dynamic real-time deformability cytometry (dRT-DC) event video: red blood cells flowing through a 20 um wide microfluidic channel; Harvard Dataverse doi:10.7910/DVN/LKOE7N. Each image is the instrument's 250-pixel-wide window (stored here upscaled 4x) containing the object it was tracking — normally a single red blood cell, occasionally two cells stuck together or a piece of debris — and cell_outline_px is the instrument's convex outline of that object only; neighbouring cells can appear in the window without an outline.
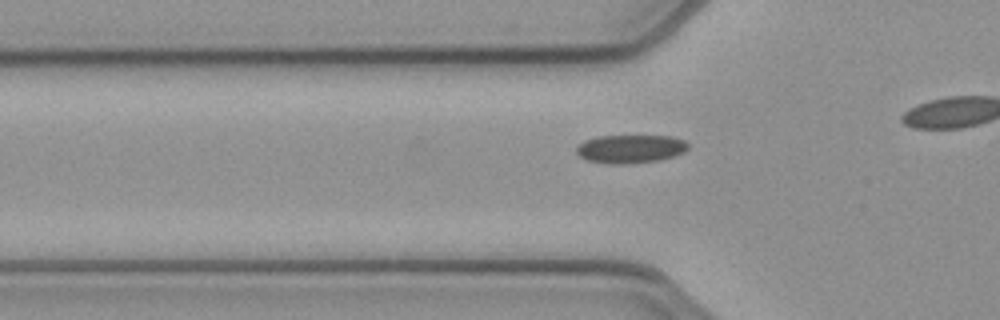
{"species": "common noctule bat (a hibernating species)", "species_latin": "Nyctalus noctula", "temperature_condition": "cold", "stored_images_in_passage": 29, "camera_frame_rate_fps": 3000, "um_per_image_px": 0.085, "animal": {"sex": "female", "body_mass_g": 21.9}, "frame": {"image": 1, "passage_image": 5, "time_ms": 1.333, "image_size_px": [1000, 320], "cell_outline_px": [[688, 148], [684, 152], [672, 156], [656, 160], [620, 164], [612, 164], [588, 160], [580, 156], [576, 152], [576, 148], [584, 140], [596, 136], [672, 136], [684, 140], [688, 144]], "centroid_in_image_um": [53.57, 12.63], "position_along_channel_um": 72.2, "area_um2": 18.21}}
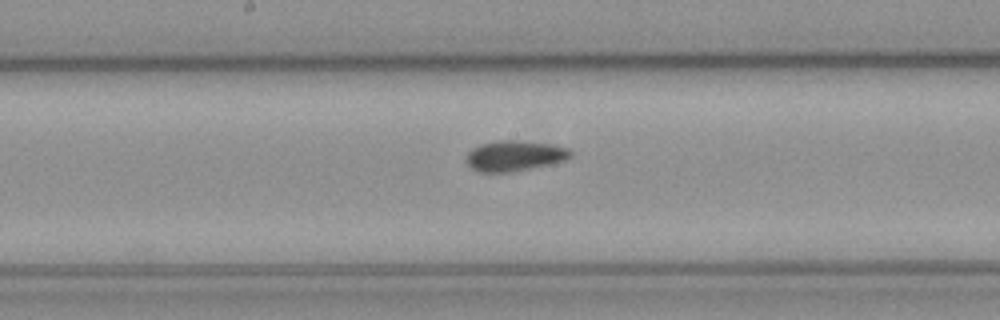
{"frame": {"image": 2, "passage_image": 15, "time_ms": 4.667, "image_size_px": [1000, 320], "cell_outline_px": [[572, 156], [564, 160], [548, 164], [508, 172], [480, 172], [472, 168], [464, 160], [464, 156], [472, 148], [480, 144], [496, 140], [516, 140], [548, 144], [568, 148], [572, 152]], "centroid_in_image_um": [43.67, 13.23], "position_along_channel_um": 204.5, "area_um2": 18.38}}
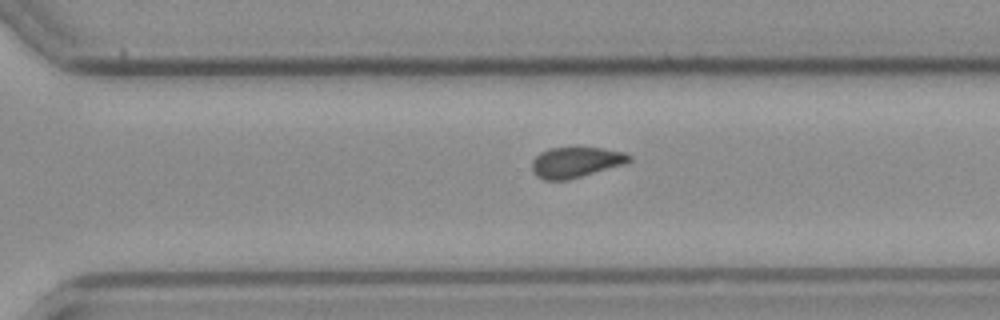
{"frame": {"image": 3, "passage_image": 24, "time_ms": 7.667, "image_size_px": [1000, 320], "cell_outline_px": [[632, 160], [628, 164], [568, 180], [544, 180], [536, 176], [532, 172], [532, 160], [540, 152], [548, 148], [576, 144], [624, 152], [632, 156]], "centroid_in_image_um": [48.96, 13.75], "position_along_channel_um": 321.6, "area_um2": 18.32}}